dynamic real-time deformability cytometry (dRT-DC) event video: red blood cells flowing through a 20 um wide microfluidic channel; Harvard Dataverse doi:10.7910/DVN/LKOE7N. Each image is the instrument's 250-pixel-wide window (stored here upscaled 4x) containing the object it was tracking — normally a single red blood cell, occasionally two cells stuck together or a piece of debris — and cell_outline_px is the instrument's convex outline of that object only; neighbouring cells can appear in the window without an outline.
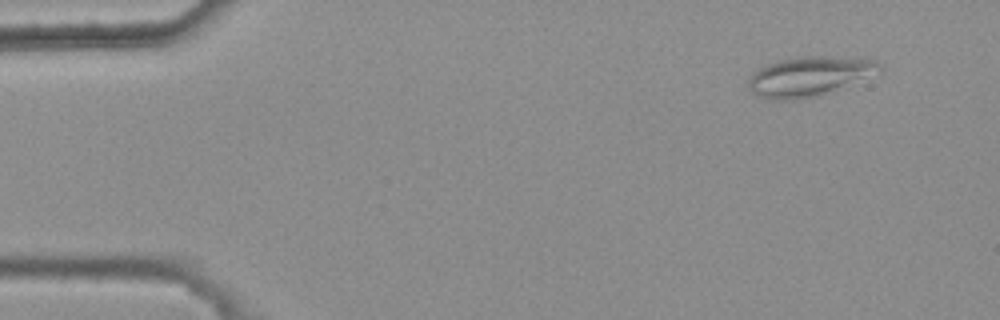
{"species": "common noctule bat (a hibernating species)", "species_latin": "Nyctalus noctula", "temperature_condition": "warm", "stored_images_in_passage": 5, "camera_frame_rate_fps": 3000, "um_per_image_px": 0.085, "animal": {"sex": "female", "body_mass_g": 25.1}, "frame": {"image": 1, "passage_image": 1, "time_ms": 0.0, "image_size_px": [1000, 320], "cell_outline_px": [[884, 68], [880, 72], [812, 96], [792, 100], [772, 100], [756, 96], [748, 88], [748, 80], [752, 72], [764, 64], [776, 60], [792, 56], [820, 56], [876, 60]], "centroid_in_image_um": [68.66, 6.46], "position_along_channel_um": 16.3, "area_um2": 29.88}}